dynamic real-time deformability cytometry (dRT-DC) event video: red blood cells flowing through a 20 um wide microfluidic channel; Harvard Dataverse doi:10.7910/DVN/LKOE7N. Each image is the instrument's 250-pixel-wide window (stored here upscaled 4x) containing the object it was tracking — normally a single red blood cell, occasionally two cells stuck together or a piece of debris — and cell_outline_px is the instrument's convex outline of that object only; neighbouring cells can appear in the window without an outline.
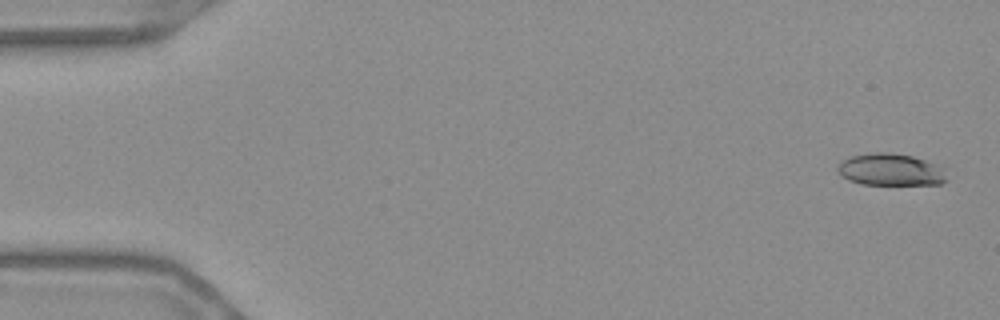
{"species": "Egyptian fruit bat (a non-hibernating species)", "species_latin": "Rousettus aegyptiacus", "temperature_condition": "warm", "stored_images_in_passage": 55, "camera_frame_rate_fps": 3000, "um_per_image_px": 0.085, "frame": {"image": 1, "passage_image": 2, "time_ms": 0.333, "image_size_px": [1000, 320], "cell_outline_px": [[948, 180], [940, 184], [860, 184], [848, 180], [840, 176], [836, 168], [844, 160], [852, 156], [872, 152], [892, 152], [912, 156], [924, 160], [944, 168]], "centroid_in_image_um": [75.7, 14.42], "position_along_channel_um": 9.3, "area_um2": 20.4}}
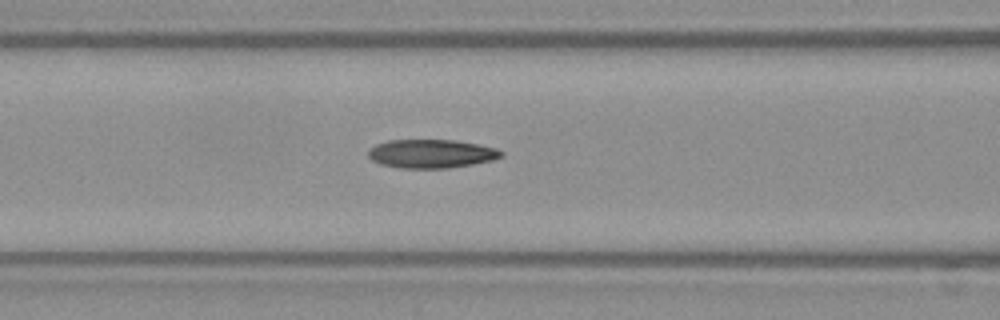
{"frame": {"image": 2, "passage_image": 23, "time_ms": 7.333, "image_size_px": [1000, 320], "cell_outline_px": [[504, 156], [492, 160], [472, 164], [448, 168], [400, 168], [380, 164], [372, 160], [368, 156], [368, 148], [376, 144], [388, 140], [456, 140], [496, 148], [504, 152]], "centroid_in_image_um": [36.64, 13.06], "position_along_channel_um": 130.0, "area_um2": 22.25}}
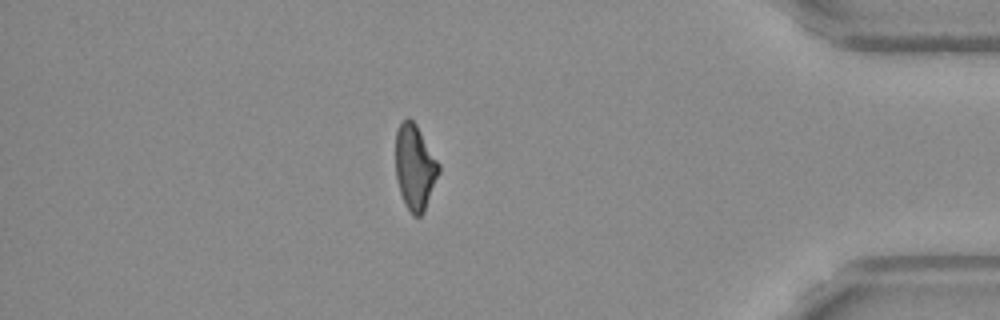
{"frame": {"image": 3, "passage_image": 48, "time_ms": 15.667, "image_size_px": [1000, 320], "cell_outline_px": [[440, 172], [424, 212], [420, 216], [412, 216], [404, 204], [400, 192], [396, 176], [396, 132], [400, 124], [408, 116], [416, 124], [440, 164]], "centroid_in_image_um": [35.27, 14.23], "position_along_channel_um": 399.9, "area_um2": 21.5}, "authors_computed_cell_mechanics": {"area_um2": 21.7328, "velocity_mm_per_s": 3.6955, "shape_relaxation_time_tau1_ms": null, "shape_relaxation_time_tau2_ms": 4.8526, "deformation_change_tau1": null, "deformation_change_tau2": 0.1405}}